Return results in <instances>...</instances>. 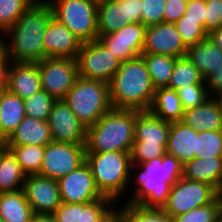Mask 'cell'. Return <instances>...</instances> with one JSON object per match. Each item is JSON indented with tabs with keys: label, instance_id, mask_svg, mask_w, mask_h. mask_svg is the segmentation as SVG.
I'll list each match as a JSON object with an SVG mask.
<instances>
[{
	"label": "cell",
	"instance_id": "6da1fadb",
	"mask_svg": "<svg viewBox=\"0 0 222 222\" xmlns=\"http://www.w3.org/2000/svg\"><path fill=\"white\" fill-rule=\"evenodd\" d=\"M52 17L51 5L46 0H36L3 34L6 58L29 63L45 59L43 36Z\"/></svg>",
	"mask_w": 222,
	"mask_h": 222
},
{
	"label": "cell",
	"instance_id": "7a4b0ae2",
	"mask_svg": "<svg viewBox=\"0 0 222 222\" xmlns=\"http://www.w3.org/2000/svg\"><path fill=\"white\" fill-rule=\"evenodd\" d=\"M130 184L132 195L127 204L144 208H162L167 202L172 185L183 177V164L174 156L165 153L158 161H145L131 165ZM134 177V178H133ZM133 179V180H132ZM135 184V186H134Z\"/></svg>",
	"mask_w": 222,
	"mask_h": 222
},
{
	"label": "cell",
	"instance_id": "3957f363",
	"mask_svg": "<svg viewBox=\"0 0 222 222\" xmlns=\"http://www.w3.org/2000/svg\"><path fill=\"white\" fill-rule=\"evenodd\" d=\"M155 90L141 55L121 62L109 83L112 108L148 111Z\"/></svg>",
	"mask_w": 222,
	"mask_h": 222
},
{
	"label": "cell",
	"instance_id": "277c9868",
	"mask_svg": "<svg viewBox=\"0 0 222 222\" xmlns=\"http://www.w3.org/2000/svg\"><path fill=\"white\" fill-rule=\"evenodd\" d=\"M136 110L114 109L87 128L86 153L131 152Z\"/></svg>",
	"mask_w": 222,
	"mask_h": 222
},
{
	"label": "cell",
	"instance_id": "5b68a950",
	"mask_svg": "<svg viewBox=\"0 0 222 222\" xmlns=\"http://www.w3.org/2000/svg\"><path fill=\"white\" fill-rule=\"evenodd\" d=\"M95 184L100 193L115 203L129 192L131 157L129 152L86 153Z\"/></svg>",
	"mask_w": 222,
	"mask_h": 222
},
{
	"label": "cell",
	"instance_id": "8992f818",
	"mask_svg": "<svg viewBox=\"0 0 222 222\" xmlns=\"http://www.w3.org/2000/svg\"><path fill=\"white\" fill-rule=\"evenodd\" d=\"M63 100L85 128L112 109L109 84L100 80L78 77Z\"/></svg>",
	"mask_w": 222,
	"mask_h": 222
},
{
	"label": "cell",
	"instance_id": "52a82bcc",
	"mask_svg": "<svg viewBox=\"0 0 222 222\" xmlns=\"http://www.w3.org/2000/svg\"><path fill=\"white\" fill-rule=\"evenodd\" d=\"M169 130L170 122L162 120L149 110H136L131 164L158 161L166 153Z\"/></svg>",
	"mask_w": 222,
	"mask_h": 222
},
{
	"label": "cell",
	"instance_id": "ba28073f",
	"mask_svg": "<svg viewBox=\"0 0 222 222\" xmlns=\"http://www.w3.org/2000/svg\"><path fill=\"white\" fill-rule=\"evenodd\" d=\"M53 17L64 24L82 43L98 39V0H46Z\"/></svg>",
	"mask_w": 222,
	"mask_h": 222
},
{
	"label": "cell",
	"instance_id": "9c48e42d",
	"mask_svg": "<svg viewBox=\"0 0 222 222\" xmlns=\"http://www.w3.org/2000/svg\"><path fill=\"white\" fill-rule=\"evenodd\" d=\"M218 196L219 192L210 184L182 177L172 185L167 202L161 209L174 217L208 205Z\"/></svg>",
	"mask_w": 222,
	"mask_h": 222
},
{
	"label": "cell",
	"instance_id": "30bf717a",
	"mask_svg": "<svg viewBox=\"0 0 222 222\" xmlns=\"http://www.w3.org/2000/svg\"><path fill=\"white\" fill-rule=\"evenodd\" d=\"M78 75L88 80L110 83L121 61L98 39L82 43L77 58Z\"/></svg>",
	"mask_w": 222,
	"mask_h": 222
},
{
	"label": "cell",
	"instance_id": "8fae6325",
	"mask_svg": "<svg viewBox=\"0 0 222 222\" xmlns=\"http://www.w3.org/2000/svg\"><path fill=\"white\" fill-rule=\"evenodd\" d=\"M38 64L42 90L56 100H63L79 77L76 59L46 57Z\"/></svg>",
	"mask_w": 222,
	"mask_h": 222
},
{
	"label": "cell",
	"instance_id": "7c38bea8",
	"mask_svg": "<svg viewBox=\"0 0 222 222\" xmlns=\"http://www.w3.org/2000/svg\"><path fill=\"white\" fill-rule=\"evenodd\" d=\"M86 162L85 144L51 142L45 146L41 176L58 180Z\"/></svg>",
	"mask_w": 222,
	"mask_h": 222
},
{
	"label": "cell",
	"instance_id": "4fadbf2b",
	"mask_svg": "<svg viewBox=\"0 0 222 222\" xmlns=\"http://www.w3.org/2000/svg\"><path fill=\"white\" fill-rule=\"evenodd\" d=\"M57 182L61 201L65 203H90L104 197L98 190L86 162L59 178Z\"/></svg>",
	"mask_w": 222,
	"mask_h": 222
},
{
	"label": "cell",
	"instance_id": "5bb4252c",
	"mask_svg": "<svg viewBox=\"0 0 222 222\" xmlns=\"http://www.w3.org/2000/svg\"><path fill=\"white\" fill-rule=\"evenodd\" d=\"M145 31L146 26L142 23H131L113 33L100 35L98 40L124 62L142 54Z\"/></svg>",
	"mask_w": 222,
	"mask_h": 222
},
{
	"label": "cell",
	"instance_id": "9a60e30c",
	"mask_svg": "<svg viewBox=\"0 0 222 222\" xmlns=\"http://www.w3.org/2000/svg\"><path fill=\"white\" fill-rule=\"evenodd\" d=\"M22 190L34 214H53L62 203L58 182L49 177L28 175Z\"/></svg>",
	"mask_w": 222,
	"mask_h": 222
},
{
	"label": "cell",
	"instance_id": "2e32d148",
	"mask_svg": "<svg viewBox=\"0 0 222 222\" xmlns=\"http://www.w3.org/2000/svg\"><path fill=\"white\" fill-rule=\"evenodd\" d=\"M53 142L85 144L87 128L64 100H56L47 120Z\"/></svg>",
	"mask_w": 222,
	"mask_h": 222
},
{
	"label": "cell",
	"instance_id": "e0dca14e",
	"mask_svg": "<svg viewBox=\"0 0 222 222\" xmlns=\"http://www.w3.org/2000/svg\"><path fill=\"white\" fill-rule=\"evenodd\" d=\"M187 48L174 23L162 22L146 27L142 53L179 58L186 56Z\"/></svg>",
	"mask_w": 222,
	"mask_h": 222
},
{
	"label": "cell",
	"instance_id": "ac0fdd59",
	"mask_svg": "<svg viewBox=\"0 0 222 222\" xmlns=\"http://www.w3.org/2000/svg\"><path fill=\"white\" fill-rule=\"evenodd\" d=\"M46 57L76 59L82 42L56 18L52 17L43 36Z\"/></svg>",
	"mask_w": 222,
	"mask_h": 222
},
{
	"label": "cell",
	"instance_id": "d6986e66",
	"mask_svg": "<svg viewBox=\"0 0 222 222\" xmlns=\"http://www.w3.org/2000/svg\"><path fill=\"white\" fill-rule=\"evenodd\" d=\"M21 99L31 97L42 90L38 63L12 62L10 85L7 88Z\"/></svg>",
	"mask_w": 222,
	"mask_h": 222
},
{
	"label": "cell",
	"instance_id": "ffe728a7",
	"mask_svg": "<svg viewBox=\"0 0 222 222\" xmlns=\"http://www.w3.org/2000/svg\"><path fill=\"white\" fill-rule=\"evenodd\" d=\"M197 130L182 121L170 122L166 153L174 156L183 165L195 158Z\"/></svg>",
	"mask_w": 222,
	"mask_h": 222
},
{
	"label": "cell",
	"instance_id": "44dd1931",
	"mask_svg": "<svg viewBox=\"0 0 222 222\" xmlns=\"http://www.w3.org/2000/svg\"><path fill=\"white\" fill-rule=\"evenodd\" d=\"M183 177L208 183L220 192L222 188V156L206 159L194 158L187 161L183 165Z\"/></svg>",
	"mask_w": 222,
	"mask_h": 222
},
{
	"label": "cell",
	"instance_id": "7402d4cb",
	"mask_svg": "<svg viewBox=\"0 0 222 222\" xmlns=\"http://www.w3.org/2000/svg\"><path fill=\"white\" fill-rule=\"evenodd\" d=\"M52 141L53 138L47 121L25 116L9 137L8 145L46 146Z\"/></svg>",
	"mask_w": 222,
	"mask_h": 222
},
{
	"label": "cell",
	"instance_id": "603a6c76",
	"mask_svg": "<svg viewBox=\"0 0 222 222\" xmlns=\"http://www.w3.org/2000/svg\"><path fill=\"white\" fill-rule=\"evenodd\" d=\"M182 122L197 131L222 130V110L210 97L203 104L186 110Z\"/></svg>",
	"mask_w": 222,
	"mask_h": 222
},
{
	"label": "cell",
	"instance_id": "cb8c5ba5",
	"mask_svg": "<svg viewBox=\"0 0 222 222\" xmlns=\"http://www.w3.org/2000/svg\"><path fill=\"white\" fill-rule=\"evenodd\" d=\"M186 56L200 71L205 80L222 66V50L209 37L189 46Z\"/></svg>",
	"mask_w": 222,
	"mask_h": 222
},
{
	"label": "cell",
	"instance_id": "d4e9b609",
	"mask_svg": "<svg viewBox=\"0 0 222 222\" xmlns=\"http://www.w3.org/2000/svg\"><path fill=\"white\" fill-rule=\"evenodd\" d=\"M149 111L168 122L182 121L184 109L175 89L157 88Z\"/></svg>",
	"mask_w": 222,
	"mask_h": 222
},
{
	"label": "cell",
	"instance_id": "484cf974",
	"mask_svg": "<svg viewBox=\"0 0 222 222\" xmlns=\"http://www.w3.org/2000/svg\"><path fill=\"white\" fill-rule=\"evenodd\" d=\"M34 215L22 189L0 193V218L4 222H32Z\"/></svg>",
	"mask_w": 222,
	"mask_h": 222
},
{
	"label": "cell",
	"instance_id": "4316f807",
	"mask_svg": "<svg viewBox=\"0 0 222 222\" xmlns=\"http://www.w3.org/2000/svg\"><path fill=\"white\" fill-rule=\"evenodd\" d=\"M26 116L24 99L8 89L0 93V121L5 134L10 137Z\"/></svg>",
	"mask_w": 222,
	"mask_h": 222
},
{
	"label": "cell",
	"instance_id": "83f0119b",
	"mask_svg": "<svg viewBox=\"0 0 222 222\" xmlns=\"http://www.w3.org/2000/svg\"><path fill=\"white\" fill-rule=\"evenodd\" d=\"M123 2L98 0L97 29L98 35L113 33L126 25L124 23Z\"/></svg>",
	"mask_w": 222,
	"mask_h": 222
},
{
	"label": "cell",
	"instance_id": "f1b7e54d",
	"mask_svg": "<svg viewBox=\"0 0 222 222\" xmlns=\"http://www.w3.org/2000/svg\"><path fill=\"white\" fill-rule=\"evenodd\" d=\"M26 177L16 157L8 149L0 159V193L21 190Z\"/></svg>",
	"mask_w": 222,
	"mask_h": 222
},
{
	"label": "cell",
	"instance_id": "f546056e",
	"mask_svg": "<svg viewBox=\"0 0 222 222\" xmlns=\"http://www.w3.org/2000/svg\"><path fill=\"white\" fill-rule=\"evenodd\" d=\"M154 87H168L177 58L166 55L142 53Z\"/></svg>",
	"mask_w": 222,
	"mask_h": 222
},
{
	"label": "cell",
	"instance_id": "4dcf8cb0",
	"mask_svg": "<svg viewBox=\"0 0 222 222\" xmlns=\"http://www.w3.org/2000/svg\"><path fill=\"white\" fill-rule=\"evenodd\" d=\"M7 148L16 157L17 162L27 176L40 174L45 146L7 145Z\"/></svg>",
	"mask_w": 222,
	"mask_h": 222
},
{
	"label": "cell",
	"instance_id": "1f68e13d",
	"mask_svg": "<svg viewBox=\"0 0 222 222\" xmlns=\"http://www.w3.org/2000/svg\"><path fill=\"white\" fill-rule=\"evenodd\" d=\"M200 83H205V79L190 59L187 56L177 58L168 88L178 90L187 85Z\"/></svg>",
	"mask_w": 222,
	"mask_h": 222
},
{
	"label": "cell",
	"instance_id": "d6a6232c",
	"mask_svg": "<svg viewBox=\"0 0 222 222\" xmlns=\"http://www.w3.org/2000/svg\"><path fill=\"white\" fill-rule=\"evenodd\" d=\"M122 222H172L161 208H144L125 203L122 207Z\"/></svg>",
	"mask_w": 222,
	"mask_h": 222
},
{
	"label": "cell",
	"instance_id": "836d02e7",
	"mask_svg": "<svg viewBox=\"0 0 222 222\" xmlns=\"http://www.w3.org/2000/svg\"><path fill=\"white\" fill-rule=\"evenodd\" d=\"M222 156V130L197 131L195 158Z\"/></svg>",
	"mask_w": 222,
	"mask_h": 222
},
{
	"label": "cell",
	"instance_id": "e575fe53",
	"mask_svg": "<svg viewBox=\"0 0 222 222\" xmlns=\"http://www.w3.org/2000/svg\"><path fill=\"white\" fill-rule=\"evenodd\" d=\"M56 99L44 90H41L31 97L24 99L26 116L47 121Z\"/></svg>",
	"mask_w": 222,
	"mask_h": 222
},
{
	"label": "cell",
	"instance_id": "d590c367",
	"mask_svg": "<svg viewBox=\"0 0 222 222\" xmlns=\"http://www.w3.org/2000/svg\"><path fill=\"white\" fill-rule=\"evenodd\" d=\"M36 0H0V31L4 34Z\"/></svg>",
	"mask_w": 222,
	"mask_h": 222
},
{
	"label": "cell",
	"instance_id": "8d00e7d4",
	"mask_svg": "<svg viewBox=\"0 0 222 222\" xmlns=\"http://www.w3.org/2000/svg\"><path fill=\"white\" fill-rule=\"evenodd\" d=\"M221 216V198L218 196L208 205L171 217L172 222H216Z\"/></svg>",
	"mask_w": 222,
	"mask_h": 222
},
{
	"label": "cell",
	"instance_id": "74e56055",
	"mask_svg": "<svg viewBox=\"0 0 222 222\" xmlns=\"http://www.w3.org/2000/svg\"><path fill=\"white\" fill-rule=\"evenodd\" d=\"M174 24L187 47L197 44L208 37V33L199 20L185 19V14Z\"/></svg>",
	"mask_w": 222,
	"mask_h": 222
},
{
	"label": "cell",
	"instance_id": "f35d334b",
	"mask_svg": "<svg viewBox=\"0 0 222 222\" xmlns=\"http://www.w3.org/2000/svg\"><path fill=\"white\" fill-rule=\"evenodd\" d=\"M176 91L184 111L193 109L203 104L208 98L211 97L206 83L187 85Z\"/></svg>",
	"mask_w": 222,
	"mask_h": 222
},
{
	"label": "cell",
	"instance_id": "ab89813d",
	"mask_svg": "<svg viewBox=\"0 0 222 222\" xmlns=\"http://www.w3.org/2000/svg\"><path fill=\"white\" fill-rule=\"evenodd\" d=\"M112 199L103 197L90 203H79L78 222H98L114 205Z\"/></svg>",
	"mask_w": 222,
	"mask_h": 222
},
{
	"label": "cell",
	"instance_id": "60d3db41",
	"mask_svg": "<svg viewBox=\"0 0 222 222\" xmlns=\"http://www.w3.org/2000/svg\"><path fill=\"white\" fill-rule=\"evenodd\" d=\"M141 1V23L151 26L163 22L165 0H140Z\"/></svg>",
	"mask_w": 222,
	"mask_h": 222
},
{
	"label": "cell",
	"instance_id": "b9f144b4",
	"mask_svg": "<svg viewBox=\"0 0 222 222\" xmlns=\"http://www.w3.org/2000/svg\"><path fill=\"white\" fill-rule=\"evenodd\" d=\"M205 31L209 34L222 26V0H205Z\"/></svg>",
	"mask_w": 222,
	"mask_h": 222
},
{
	"label": "cell",
	"instance_id": "7bdbcfd3",
	"mask_svg": "<svg viewBox=\"0 0 222 222\" xmlns=\"http://www.w3.org/2000/svg\"><path fill=\"white\" fill-rule=\"evenodd\" d=\"M164 23H175L185 14L187 3L184 0H165Z\"/></svg>",
	"mask_w": 222,
	"mask_h": 222
},
{
	"label": "cell",
	"instance_id": "ee69618b",
	"mask_svg": "<svg viewBox=\"0 0 222 222\" xmlns=\"http://www.w3.org/2000/svg\"><path fill=\"white\" fill-rule=\"evenodd\" d=\"M52 215L57 222H78L79 203L62 202Z\"/></svg>",
	"mask_w": 222,
	"mask_h": 222
},
{
	"label": "cell",
	"instance_id": "f6af8a7d",
	"mask_svg": "<svg viewBox=\"0 0 222 222\" xmlns=\"http://www.w3.org/2000/svg\"><path fill=\"white\" fill-rule=\"evenodd\" d=\"M142 4L140 0L123 2L124 23H141Z\"/></svg>",
	"mask_w": 222,
	"mask_h": 222
},
{
	"label": "cell",
	"instance_id": "bcb514c9",
	"mask_svg": "<svg viewBox=\"0 0 222 222\" xmlns=\"http://www.w3.org/2000/svg\"><path fill=\"white\" fill-rule=\"evenodd\" d=\"M205 0H193L187 3L185 19L199 20L205 29Z\"/></svg>",
	"mask_w": 222,
	"mask_h": 222
},
{
	"label": "cell",
	"instance_id": "7dc6e473",
	"mask_svg": "<svg viewBox=\"0 0 222 222\" xmlns=\"http://www.w3.org/2000/svg\"><path fill=\"white\" fill-rule=\"evenodd\" d=\"M11 67L12 62L8 58H5L0 63V93L5 91L10 85Z\"/></svg>",
	"mask_w": 222,
	"mask_h": 222
},
{
	"label": "cell",
	"instance_id": "c3c4849f",
	"mask_svg": "<svg viewBox=\"0 0 222 222\" xmlns=\"http://www.w3.org/2000/svg\"><path fill=\"white\" fill-rule=\"evenodd\" d=\"M205 83L211 96L216 91L222 89V66L216 69V71L205 80Z\"/></svg>",
	"mask_w": 222,
	"mask_h": 222
},
{
	"label": "cell",
	"instance_id": "681fc988",
	"mask_svg": "<svg viewBox=\"0 0 222 222\" xmlns=\"http://www.w3.org/2000/svg\"><path fill=\"white\" fill-rule=\"evenodd\" d=\"M115 205L98 222H122V208Z\"/></svg>",
	"mask_w": 222,
	"mask_h": 222
},
{
	"label": "cell",
	"instance_id": "f907efd6",
	"mask_svg": "<svg viewBox=\"0 0 222 222\" xmlns=\"http://www.w3.org/2000/svg\"><path fill=\"white\" fill-rule=\"evenodd\" d=\"M213 43L222 50V26L214 29L208 34Z\"/></svg>",
	"mask_w": 222,
	"mask_h": 222
},
{
	"label": "cell",
	"instance_id": "816d5d0a",
	"mask_svg": "<svg viewBox=\"0 0 222 222\" xmlns=\"http://www.w3.org/2000/svg\"><path fill=\"white\" fill-rule=\"evenodd\" d=\"M32 222H57L52 214H35Z\"/></svg>",
	"mask_w": 222,
	"mask_h": 222
},
{
	"label": "cell",
	"instance_id": "f5cc1de1",
	"mask_svg": "<svg viewBox=\"0 0 222 222\" xmlns=\"http://www.w3.org/2000/svg\"><path fill=\"white\" fill-rule=\"evenodd\" d=\"M8 140H9V137L3 131L2 124H1V121H0V148L7 147Z\"/></svg>",
	"mask_w": 222,
	"mask_h": 222
},
{
	"label": "cell",
	"instance_id": "db71d44e",
	"mask_svg": "<svg viewBox=\"0 0 222 222\" xmlns=\"http://www.w3.org/2000/svg\"><path fill=\"white\" fill-rule=\"evenodd\" d=\"M211 97L216 101L218 107L222 110V89L216 91Z\"/></svg>",
	"mask_w": 222,
	"mask_h": 222
},
{
	"label": "cell",
	"instance_id": "11a10c76",
	"mask_svg": "<svg viewBox=\"0 0 222 222\" xmlns=\"http://www.w3.org/2000/svg\"><path fill=\"white\" fill-rule=\"evenodd\" d=\"M6 58L4 37L0 40V63Z\"/></svg>",
	"mask_w": 222,
	"mask_h": 222
},
{
	"label": "cell",
	"instance_id": "9f6ffc18",
	"mask_svg": "<svg viewBox=\"0 0 222 222\" xmlns=\"http://www.w3.org/2000/svg\"><path fill=\"white\" fill-rule=\"evenodd\" d=\"M8 150L7 147H4V148H0V159H1V156Z\"/></svg>",
	"mask_w": 222,
	"mask_h": 222
},
{
	"label": "cell",
	"instance_id": "6f0895ef",
	"mask_svg": "<svg viewBox=\"0 0 222 222\" xmlns=\"http://www.w3.org/2000/svg\"><path fill=\"white\" fill-rule=\"evenodd\" d=\"M219 196H220V198L222 200V188H221V191L219 192Z\"/></svg>",
	"mask_w": 222,
	"mask_h": 222
},
{
	"label": "cell",
	"instance_id": "680465c9",
	"mask_svg": "<svg viewBox=\"0 0 222 222\" xmlns=\"http://www.w3.org/2000/svg\"><path fill=\"white\" fill-rule=\"evenodd\" d=\"M3 38V33L0 31V40Z\"/></svg>",
	"mask_w": 222,
	"mask_h": 222
},
{
	"label": "cell",
	"instance_id": "91938a15",
	"mask_svg": "<svg viewBox=\"0 0 222 222\" xmlns=\"http://www.w3.org/2000/svg\"><path fill=\"white\" fill-rule=\"evenodd\" d=\"M216 222H222V217L220 216V218Z\"/></svg>",
	"mask_w": 222,
	"mask_h": 222
},
{
	"label": "cell",
	"instance_id": "94428289",
	"mask_svg": "<svg viewBox=\"0 0 222 222\" xmlns=\"http://www.w3.org/2000/svg\"><path fill=\"white\" fill-rule=\"evenodd\" d=\"M186 3H190L192 2L193 0H184Z\"/></svg>",
	"mask_w": 222,
	"mask_h": 222
},
{
	"label": "cell",
	"instance_id": "6125c7cd",
	"mask_svg": "<svg viewBox=\"0 0 222 222\" xmlns=\"http://www.w3.org/2000/svg\"><path fill=\"white\" fill-rule=\"evenodd\" d=\"M114 1H122V2H125V1H130V0H114Z\"/></svg>",
	"mask_w": 222,
	"mask_h": 222
},
{
	"label": "cell",
	"instance_id": "be15d7a7",
	"mask_svg": "<svg viewBox=\"0 0 222 222\" xmlns=\"http://www.w3.org/2000/svg\"><path fill=\"white\" fill-rule=\"evenodd\" d=\"M221 217H222V200H221Z\"/></svg>",
	"mask_w": 222,
	"mask_h": 222
}]
</instances>
